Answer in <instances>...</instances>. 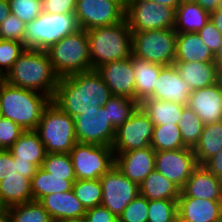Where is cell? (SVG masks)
Returning a JSON list of instances; mask_svg holds the SVG:
<instances>
[{"instance_id":"22","label":"cell","mask_w":222,"mask_h":222,"mask_svg":"<svg viewBox=\"0 0 222 222\" xmlns=\"http://www.w3.org/2000/svg\"><path fill=\"white\" fill-rule=\"evenodd\" d=\"M178 214L192 222H213L222 216V200L194 197L178 198Z\"/></svg>"},{"instance_id":"12","label":"cell","mask_w":222,"mask_h":222,"mask_svg":"<svg viewBox=\"0 0 222 222\" xmlns=\"http://www.w3.org/2000/svg\"><path fill=\"white\" fill-rule=\"evenodd\" d=\"M154 123L139 106L136 111L115 131L112 144L114 153H123L150 147Z\"/></svg>"},{"instance_id":"16","label":"cell","mask_w":222,"mask_h":222,"mask_svg":"<svg viewBox=\"0 0 222 222\" xmlns=\"http://www.w3.org/2000/svg\"><path fill=\"white\" fill-rule=\"evenodd\" d=\"M95 70L109 87L112 95L135 100V75L130 57L106 63Z\"/></svg>"},{"instance_id":"29","label":"cell","mask_w":222,"mask_h":222,"mask_svg":"<svg viewBox=\"0 0 222 222\" xmlns=\"http://www.w3.org/2000/svg\"><path fill=\"white\" fill-rule=\"evenodd\" d=\"M139 106L149 116L150 120L156 125L176 124L181 119V113L186 105L154 98H146Z\"/></svg>"},{"instance_id":"60","label":"cell","mask_w":222,"mask_h":222,"mask_svg":"<svg viewBox=\"0 0 222 222\" xmlns=\"http://www.w3.org/2000/svg\"><path fill=\"white\" fill-rule=\"evenodd\" d=\"M215 11H222V0H219L218 6Z\"/></svg>"},{"instance_id":"26","label":"cell","mask_w":222,"mask_h":222,"mask_svg":"<svg viewBox=\"0 0 222 222\" xmlns=\"http://www.w3.org/2000/svg\"><path fill=\"white\" fill-rule=\"evenodd\" d=\"M33 201L31 179L15 172L0 182V207L24 204Z\"/></svg>"},{"instance_id":"57","label":"cell","mask_w":222,"mask_h":222,"mask_svg":"<svg viewBox=\"0 0 222 222\" xmlns=\"http://www.w3.org/2000/svg\"><path fill=\"white\" fill-rule=\"evenodd\" d=\"M53 222H85L83 218L80 219H60Z\"/></svg>"},{"instance_id":"24","label":"cell","mask_w":222,"mask_h":222,"mask_svg":"<svg viewBox=\"0 0 222 222\" xmlns=\"http://www.w3.org/2000/svg\"><path fill=\"white\" fill-rule=\"evenodd\" d=\"M130 61L135 75V100L141 103L146 98H153V91L163 66L134 55H131Z\"/></svg>"},{"instance_id":"9","label":"cell","mask_w":222,"mask_h":222,"mask_svg":"<svg viewBox=\"0 0 222 222\" xmlns=\"http://www.w3.org/2000/svg\"><path fill=\"white\" fill-rule=\"evenodd\" d=\"M76 180H95L115 165L111 146L76 143L70 151Z\"/></svg>"},{"instance_id":"55","label":"cell","mask_w":222,"mask_h":222,"mask_svg":"<svg viewBox=\"0 0 222 222\" xmlns=\"http://www.w3.org/2000/svg\"><path fill=\"white\" fill-rule=\"evenodd\" d=\"M0 222H11L8 209L5 207H0Z\"/></svg>"},{"instance_id":"6","label":"cell","mask_w":222,"mask_h":222,"mask_svg":"<svg viewBox=\"0 0 222 222\" xmlns=\"http://www.w3.org/2000/svg\"><path fill=\"white\" fill-rule=\"evenodd\" d=\"M80 29L74 12L65 14L42 12L25 25L24 47L46 51L51 45Z\"/></svg>"},{"instance_id":"11","label":"cell","mask_w":222,"mask_h":222,"mask_svg":"<svg viewBox=\"0 0 222 222\" xmlns=\"http://www.w3.org/2000/svg\"><path fill=\"white\" fill-rule=\"evenodd\" d=\"M126 0H77L75 15L86 31L117 24L125 19Z\"/></svg>"},{"instance_id":"4","label":"cell","mask_w":222,"mask_h":222,"mask_svg":"<svg viewBox=\"0 0 222 222\" xmlns=\"http://www.w3.org/2000/svg\"><path fill=\"white\" fill-rule=\"evenodd\" d=\"M87 34L91 70L132 55V31L126 18L117 24L92 28Z\"/></svg>"},{"instance_id":"40","label":"cell","mask_w":222,"mask_h":222,"mask_svg":"<svg viewBox=\"0 0 222 222\" xmlns=\"http://www.w3.org/2000/svg\"><path fill=\"white\" fill-rule=\"evenodd\" d=\"M10 12L25 24L30 23L43 12L42 0H8Z\"/></svg>"},{"instance_id":"54","label":"cell","mask_w":222,"mask_h":222,"mask_svg":"<svg viewBox=\"0 0 222 222\" xmlns=\"http://www.w3.org/2000/svg\"><path fill=\"white\" fill-rule=\"evenodd\" d=\"M153 2L159 3L163 6H168L173 8L174 10L183 2V0H151Z\"/></svg>"},{"instance_id":"58","label":"cell","mask_w":222,"mask_h":222,"mask_svg":"<svg viewBox=\"0 0 222 222\" xmlns=\"http://www.w3.org/2000/svg\"><path fill=\"white\" fill-rule=\"evenodd\" d=\"M217 82L219 83V85L222 87V66L218 67V78H217Z\"/></svg>"},{"instance_id":"14","label":"cell","mask_w":222,"mask_h":222,"mask_svg":"<svg viewBox=\"0 0 222 222\" xmlns=\"http://www.w3.org/2000/svg\"><path fill=\"white\" fill-rule=\"evenodd\" d=\"M197 166L193 148L155 151V170L180 189L183 188Z\"/></svg>"},{"instance_id":"31","label":"cell","mask_w":222,"mask_h":222,"mask_svg":"<svg viewBox=\"0 0 222 222\" xmlns=\"http://www.w3.org/2000/svg\"><path fill=\"white\" fill-rule=\"evenodd\" d=\"M222 148V121L204 125L198 143L193 148L198 165H204Z\"/></svg>"},{"instance_id":"8","label":"cell","mask_w":222,"mask_h":222,"mask_svg":"<svg viewBox=\"0 0 222 222\" xmlns=\"http://www.w3.org/2000/svg\"><path fill=\"white\" fill-rule=\"evenodd\" d=\"M175 29L132 32V55L162 66L174 64L176 56Z\"/></svg>"},{"instance_id":"28","label":"cell","mask_w":222,"mask_h":222,"mask_svg":"<svg viewBox=\"0 0 222 222\" xmlns=\"http://www.w3.org/2000/svg\"><path fill=\"white\" fill-rule=\"evenodd\" d=\"M8 150L14 160L30 161L38 168L42 166L47 154L43 142L35 131H24Z\"/></svg>"},{"instance_id":"50","label":"cell","mask_w":222,"mask_h":222,"mask_svg":"<svg viewBox=\"0 0 222 222\" xmlns=\"http://www.w3.org/2000/svg\"><path fill=\"white\" fill-rule=\"evenodd\" d=\"M14 162L16 163V172L32 180V177L36 174L38 167L30 161L14 160Z\"/></svg>"},{"instance_id":"30","label":"cell","mask_w":222,"mask_h":222,"mask_svg":"<svg viewBox=\"0 0 222 222\" xmlns=\"http://www.w3.org/2000/svg\"><path fill=\"white\" fill-rule=\"evenodd\" d=\"M140 195L148 200H178L181 189L163 176L160 172L152 171L139 185Z\"/></svg>"},{"instance_id":"32","label":"cell","mask_w":222,"mask_h":222,"mask_svg":"<svg viewBox=\"0 0 222 222\" xmlns=\"http://www.w3.org/2000/svg\"><path fill=\"white\" fill-rule=\"evenodd\" d=\"M75 181L66 180V177L53 176V174L40 167L31 180L33 201H39L42 197L51 193L71 191Z\"/></svg>"},{"instance_id":"20","label":"cell","mask_w":222,"mask_h":222,"mask_svg":"<svg viewBox=\"0 0 222 222\" xmlns=\"http://www.w3.org/2000/svg\"><path fill=\"white\" fill-rule=\"evenodd\" d=\"M180 197L222 200V179L204 165H198L181 189Z\"/></svg>"},{"instance_id":"62","label":"cell","mask_w":222,"mask_h":222,"mask_svg":"<svg viewBox=\"0 0 222 222\" xmlns=\"http://www.w3.org/2000/svg\"><path fill=\"white\" fill-rule=\"evenodd\" d=\"M213 222H222V216L219 217L218 219L214 220Z\"/></svg>"},{"instance_id":"59","label":"cell","mask_w":222,"mask_h":222,"mask_svg":"<svg viewBox=\"0 0 222 222\" xmlns=\"http://www.w3.org/2000/svg\"><path fill=\"white\" fill-rule=\"evenodd\" d=\"M176 222H192L186 219H183L179 214L177 215Z\"/></svg>"},{"instance_id":"41","label":"cell","mask_w":222,"mask_h":222,"mask_svg":"<svg viewBox=\"0 0 222 222\" xmlns=\"http://www.w3.org/2000/svg\"><path fill=\"white\" fill-rule=\"evenodd\" d=\"M23 43L0 39V73L5 76L25 50Z\"/></svg>"},{"instance_id":"36","label":"cell","mask_w":222,"mask_h":222,"mask_svg":"<svg viewBox=\"0 0 222 222\" xmlns=\"http://www.w3.org/2000/svg\"><path fill=\"white\" fill-rule=\"evenodd\" d=\"M7 209L11 222H53L49 213L39 201L18 204Z\"/></svg>"},{"instance_id":"10","label":"cell","mask_w":222,"mask_h":222,"mask_svg":"<svg viewBox=\"0 0 222 222\" xmlns=\"http://www.w3.org/2000/svg\"><path fill=\"white\" fill-rule=\"evenodd\" d=\"M125 18L132 32L174 29L175 10L151 0H126Z\"/></svg>"},{"instance_id":"15","label":"cell","mask_w":222,"mask_h":222,"mask_svg":"<svg viewBox=\"0 0 222 222\" xmlns=\"http://www.w3.org/2000/svg\"><path fill=\"white\" fill-rule=\"evenodd\" d=\"M78 143L112 146L116 129L106 116V107L98 113L81 114L74 118Z\"/></svg>"},{"instance_id":"42","label":"cell","mask_w":222,"mask_h":222,"mask_svg":"<svg viewBox=\"0 0 222 222\" xmlns=\"http://www.w3.org/2000/svg\"><path fill=\"white\" fill-rule=\"evenodd\" d=\"M118 220L119 222H147L148 199L139 194L126 206Z\"/></svg>"},{"instance_id":"5","label":"cell","mask_w":222,"mask_h":222,"mask_svg":"<svg viewBox=\"0 0 222 222\" xmlns=\"http://www.w3.org/2000/svg\"><path fill=\"white\" fill-rule=\"evenodd\" d=\"M46 53L59 78L91 71L88 34L84 29L51 45Z\"/></svg>"},{"instance_id":"18","label":"cell","mask_w":222,"mask_h":222,"mask_svg":"<svg viewBox=\"0 0 222 222\" xmlns=\"http://www.w3.org/2000/svg\"><path fill=\"white\" fill-rule=\"evenodd\" d=\"M187 105L204 125L222 121V87L217 82L209 87L193 90Z\"/></svg>"},{"instance_id":"23","label":"cell","mask_w":222,"mask_h":222,"mask_svg":"<svg viewBox=\"0 0 222 222\" xmlns=\"http://www.w3.org/2000/svg\"><path fill=\"white\" fill-rule=\"evenodd\" d=\"M174 65L192 91L217 83L218 68L215 62H174Z\"/></svg>"},{"instance_id":"47","label":"cell","mask_w":222,"mask_h":222,"mask_svg":"<svg viewBox=\"0 0 222 222\" xmlns=\"http://www.w3.org/2000/svg\"><path fill=\"white\" fill-rule=\"evenodd\" d=\"M83 219L85 222H119L118 217L103 205L86 210Z\"/></svg>"},{"instance_id":"2","label":"cell","mask_w":222,"mask_h":222,"mask_svg":"<svg viewBox=\"0 0 222 222\" xmlns=\"http://www.w3.org/2000/svg\"><path fill=\"white\" fill-rule=\"evenodd\" d=\"M4 81L23 89L41 92L52 99L59 77L54 72L46 51L26 48L4 76Z\"/></svg>"},{"instance_id":"53","label":"cell","mask_w":222,"mask_h":222,"mask_svg":"<svg viewBox=\"0 0 222 222\" xmlns=\"http://www.w3.org/2000/svg\"><path fill=\"white\" fill-rule=\"evenodd\" d=\"M8 0H0V24L10 15Z\"/></svg>"},{"instance_id":"25","label":"cell","mask_w":222,"mask_h":222,"mask_svg":"<svg viewBox=\"0 0 222 222\" xmlns=\"http://www.w3.org/2000/svg\"><path fill=\"white\" fill-rule=\"evenodd\" d=\"M214 62V54L197 33H177L174 62Z\"/></svg>"},{"instance_id":"61","label":"cell","mask_w":222,"mask_h":222,"mask_svg":"<svg viewBox=\"0 0 222 222\" xmlns=\"http://www.w3.org/2000/svg\"><path fill=\"white\" fill-rule=\"evenodd\" d=\"M4 81V76L0 73V85L3 83Z\"/></svg>"},{"instance_id":"46","label":"cell","mask_w":222,"mask_h":222,"mask_svg":"<svg viewBox=\"0 0 222 222\" xmlns=\"http://www.w3.org/2000/svg\"><path fill=\"white\" fill-rule=\"evenodd\" d=\"M77 0H42L43 12L51 14L73 13Z\"/></svg>"},{"instance_id":"1","label":"cell","mask_w":222,"mask_h":222,"mask_svg":"<svg viewBox=\"0 0 222 222\" xmlns=\"http://www.w3.org/2000/svg\"><path fill=\"white\" fill-rule=\"evenodd\" d=\"M111 96L101 76L91 70L59 78L52 102L75 118L83 113H98L99 107L105 106Z\"/></svg>"},{"instance_id":"56","label":"cell","mask_w":222,"mask_h":222,"mask_svg":"<svg viewBox=\"0 0 222 222\" xmlns=\"http://www.w3.org/2000/svg\"><path fill=\"white\" fill-rule=\"evenodd\" d=\"M214 62L216 63L217 68L219 66H222V43L218 48L217 52L214 54Z\"/></svg>"},{"instance_id":"38","label":"cell","mask_w":222,"mask_h":222,"mask_svg":"<svg viewBox=\"0 0 222 222\" xmlns=\"http://www.w3.org/2000/svg\"><path fill=\"white\" fill-rule=\"evenodd\" d=\"M41 167L53 176L76 180L70 153H47Z\"/></svg>"},{"instance_id":"13","label":"cell","mask_w":222,"mask_h":222,"mask_svg":"<svg viewBox=\"0 0 222 222\" xmlns=\"http://www.w3.org/2000/svg\"><path fill=\"white\" fill-rule=\"evenodd\" d=\"M99 180L102 185L101 205L117 217L140 194L139 185L126 177L116 165L103 174Z\"/></svg>"},{"instance_id":"27","label":"cell","mask_w":222,"mask_h":222,"mask_svg":"<svg viewBox=\"0 0 222 222\" xmlns=\"http://www.w3.org/2000/svg\"><path fill=\"white\" fill-rule=\"evenodd\" d=\"M210 19V13L195 1H183L175 10L174 29L177 33H197Z\"/></svg>"},{"instance_id":"45","label":"cell","mask_w":222,"mask_h":222,"mask_svg":"<svg viewBox=\"0 0 222 222\" xmlns=\"http://www.w3.org/2000/svg\"><path fill=\"white\" fill-rule=\"evenodd\" d=\"M203 42L215 54L222 43V34L216 29L213 22L209 21L197 32Z\"/></svg>"},{"instance_id":"7","label":"cell","mask_w":222,"mask_h":222,"mask_svg":"<svg viewBox=\"0 0 222 222\" xmlns=\"http://www.w3.org/2000/svg\"><path fill=\"white\" fill-rule=\"evenodd\" d=\"M34 131L43 142L46 153H70L77 143L74 118L52 101L44 109Z\"/></svg>"},{"instance_id":"49","label":"cell","mask_w":222,"mask_h":222,"mask_svg":"<svg viewBox=\"0 0 222 222\" xmlns=\"http://www.w3.org/2000/svg\"><path fill=\"white\" fill-rule=\"evenodd\" d=\"M204 166L212 172L217 178L222 179V148L212 156Z\"/></svg>"},{"instance_id":"51","label":"cell","mask_w":222,"mask_h":222,"mask_svg":"<svg viewBox=\"0 0 222 222\" xmlns=\"http://www.w3.org/2000/svg\"><path fill=\"white\" fill-rule=\"evenodd\" d=\"M200 7L207 10L209 13L215 11L219 0H196L195 1Z\"/></svg>"},{"instance_id":"21","label":"cell","mask_w":222,"mask_h":222,"mask_svg":"<svg viewBox=\"0 0 222 222\" xmlns=\"http://www.w3.org/2000/svg\"><path fill=\"white\" fill-rule=\"evenodd\" d=\"M39 203L49 213L53 221L60 219L84 218L85 208L77 199L74 192H58L46 195L39 200Z\"/></svg>"},{"instance_id":"34","label":"cell","mask_w":222,"mask_h":222,"mask_svg":"<svg viewBox=\"0 0 222 222\" xmlns=\"http://www.w3.org/2000/svg\"><path fill=\"white\" fill-rule=\"evenodd\" d=\"M106 116L112 126L117 129L139 107V103L128 97L112 95L105 104Z\"/></svg>"},{"instance_id":"44","label":"cell","mask_w":222,"mask_h":222,"mask_svg":"<svg viewBox=\"0 0 222 222\" xmlns=\"http://www.w3.org/2000/svg\"><path fill=\"white\" fill-rule=\"evenodd\" d=\"M18 124L12 120L0 118V149H9L15 141L24 133Z\"/></svg>"},{"instance_id":"37","label":"cell","mask_w":222,"mask_h":222,"mask_svg":"<svg viewBox=\"0 0 222 222\" xmlns=\"http://www.w3.org/2000/svg\"><path fill=\"white\" fill-rule=\"evenodd\" d=\"M72 191L85 210L94 208L102 203V185L99 179L76 180Z\"/></svg>"},{"instance_id":"52","label":"cell","mask_w":222,"mask_h":222,"mask_svg":"<svg viewBox=\"0 0 222 222\" xmlns=\"http://www.w3.org/2000/svg\"><path fill=\"white\" fill-rule=\"evenodd\" d=\"M210 20L213 22L216 29L222 34V11H212Z\"/></svg>"},{"instance_id":"43","label":"cell","mask_w":222,"mask_h":222,"mask_svg":"<svg viewBox=\"0 0 222 222\" xmlns=\"http://www.w3.org/2000/svg\"><path fill=\"white\" fill-rule=\"evenodd\" d=\"M25 25L23 21L10 13L0 24V39L18 41L24 45Z\"/></svg>"},{"instance_id":"48","label":"cell","mask_w":222,"mask_h":222,"mask_svg":"<svg viewBox=\"0 0 222 222\" xmlns=\"http://www.w3.org/2000/svg\"><path fill=\"white\" fill-rule=\"evenodd\" d=\"M16 172V163L12 153L7 149H0V182Z\"/></svg>"},{"instance_id":"35","label":"cell","mask_w":222,"mask_h":222,"mask_svg":"<svg viewBox=\"0 0 222 222\" xmlns=\"http://www.w3.org/2000/svg\"><path fill=\"white\" fill-rule=\"evenodd\" d=\"M181 119L178 121L183 143L190 148H194L203 132L204 123L197 114L186 105L181 113Z\"/></svg>"},{"instance_id":"33","label":"cell","mask_w":222,"mask_h":222,"mask_svg":"<svg viewBox=\"0 0 222 222\" xmlns=\"http://www.w3.org/2000/svg\"><path fill=\"white\" fill-rule=\"evenodd\" d=\"M150 146L155 151L177 150L187 147L183 143L179 126L176 124L154 126Z\"/></svg>"},{"instance_id":"3","label":"cell","mask_w":222,"mask_h":222,"mask_svg":"<svg viewBox=\"0 0 222 222\" xmlns=\"http://www.w3.org/2000/svg\"><path fill=\"white\" fill-rule=\"evenodd\" d=\"M52 99L41 92L23 89L6 81L0 85V114L25 131H34Z\"/></svg>"},{"instance_id":"19","label":"cell","mask_w":222,"mask_h":222,"mask_svg":"<svg viewBox=\"0 0 222 222\" xmlns=\"http://www.w3.org/2000/svg\"><path fill=\"white\" fill-rule=\"evenodd\" d=\"M192 90L180 77L174 64L163 66L153 91V98L187 105Z\"/></svg>"},{"instance_id":"17","label":"cell","mask_w":222,"mask_h":222,"mask_svg":"<svg viewBox=\"0 0 222 222\" xmlns=\"http://www.w3.org/2000/svg\"><path fill=\"white\" fill-rule=\"evenodd\" d=\"M114 154L115 165L137 185L155 170V150L151 146Z\"/></svg>"},{"instance_id":"39","label":"cell","mask_w":222,"mask_h":222,"mask_svg":"<svg viewBox=\"0 0 222 222\" xmlns=\"http://www.w3.org/2000/svg\"><path fill=\"white\" fill-rule=\"evenodd\" d=\"M178 200H148L147 222H176Z\"/></svg>"},{"instance_id":"63","label":"cell","mask_w":222,"mask_h":222,"mask_svg":"<svg viewBox=\"0 0 222 222\" xmlns=\"http://www.w3.org/2000/svg\"><path fill=\"white\" fill-rule=\"evenodd\" d=\"M183 1H189V2H193V1H196V0H183Z\"/></svg>"}]
</instances>
